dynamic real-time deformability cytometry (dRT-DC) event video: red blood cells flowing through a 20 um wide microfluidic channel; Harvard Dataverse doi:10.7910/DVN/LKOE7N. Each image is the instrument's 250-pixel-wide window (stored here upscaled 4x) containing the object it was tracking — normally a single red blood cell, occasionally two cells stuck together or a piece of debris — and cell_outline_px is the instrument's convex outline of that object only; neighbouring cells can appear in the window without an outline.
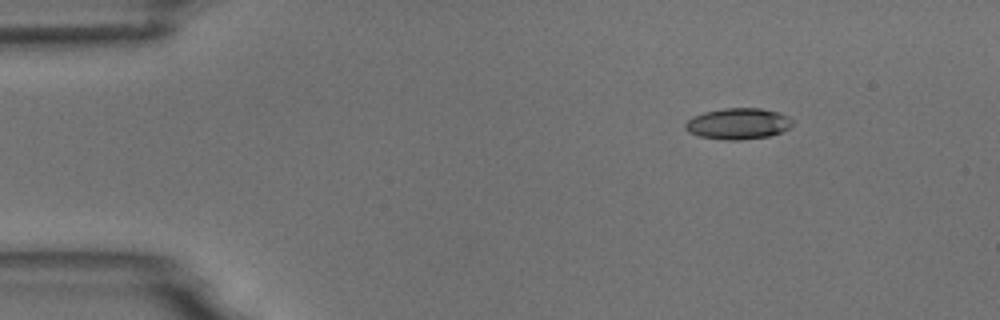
{"species": "common noctule bat (a hibernating species)", "species_latin": "Nyctalus noctula", "temperature_condition": "room temperature", "stored_images_in_passage": 6, "camera_frame_rate_fps": 3000, "um_per_image_px": 0.085, "animal": {"sex": "male", "body_mass_g": 18.8}, "frame": {"image": 1, "passage_image": 1, "time_ms": 0.0, "image_size_px": [1000, 320], "cell_outline_px": [[792, 124], [788, 128], [780, 132], [768, 136], [744, 140], [724, 140], [700, 136], [688, 132], [684, 128], [684, 124], [692, 116], [704, 112], [724, 108], [760, 108], [776, 112], [788, 116], [792, 120]], "centroid_in_image_um": [62.7, 10.52], "position_along_channel_um": 22.3, "area_um2": 19.42}}
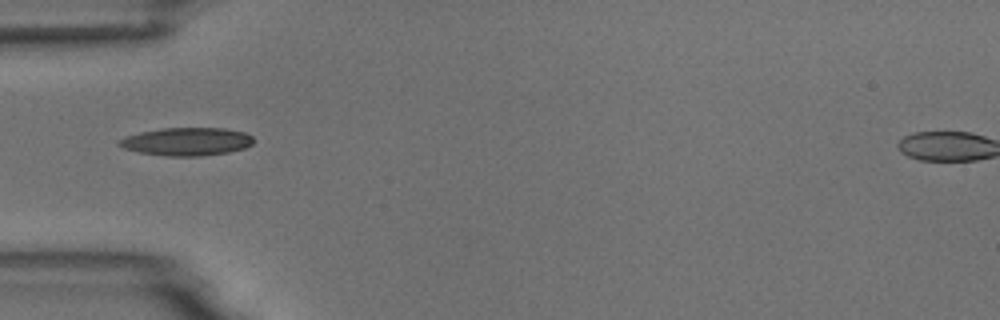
{"frame": {"image": 2, "passage_image": 4, "time_ms": 3.333, "image_size_px": [1000, 320], "cell_outline_px": [[252, 144], [244, 148], [228, 152], [200, 156], [164, 156], [140, 152], [124, 148], [116, 144], [116, 140], [124, 136], [140, 132], [164, 128], [224, 128], [244, 132], [252, 136]], "centroid_in_image_um": [15.82, 12.03], "position_along_channel_um": 69.2, "area_um2": 21.96}}